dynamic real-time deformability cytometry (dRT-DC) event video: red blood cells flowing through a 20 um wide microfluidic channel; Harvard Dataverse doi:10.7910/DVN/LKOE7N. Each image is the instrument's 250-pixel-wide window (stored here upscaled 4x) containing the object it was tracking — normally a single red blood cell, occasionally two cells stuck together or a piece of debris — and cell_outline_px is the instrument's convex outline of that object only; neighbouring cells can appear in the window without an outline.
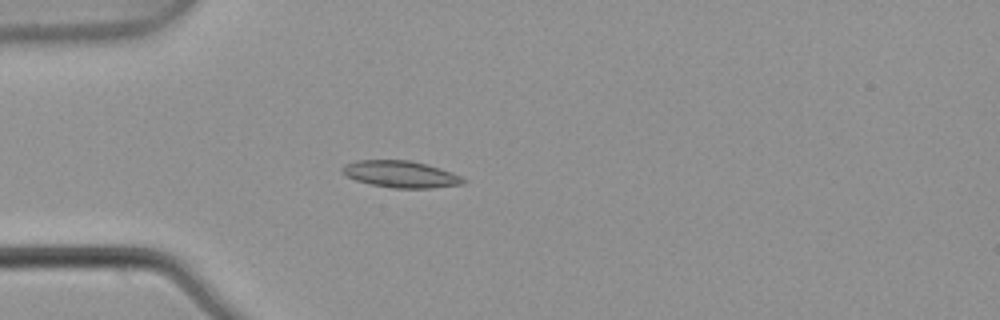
{"species": "common noctule bat (a hibernating species)", "species_latin": "Nyctalus noctula", "temperature_condition": "warm", "stored_images_in_passage": 5, "camera_frame_rate_fps": 3000, "um_per_image_px": 0.085, "animal": {"sex": "male", "body_mass_g": 21.5, "forearm_length_mm": 52.0}, "frame": {"image": 1, "passage_image": 4, "time_ms": 1.0, "image_size_px": [1000, 320], "cell_outline_px": [[464, 180], [460, 184], [432, 188], [392, 188], [372, 184], [356, 180], [340, 172], [340, 168], [344, 164], [356, 160], [408, 160], [440, 168], [460, 176]], "centroid_in_image_um": [33.98, 14.8], "position_along_channel_um": 51.0, "area_um2": 18.61}}